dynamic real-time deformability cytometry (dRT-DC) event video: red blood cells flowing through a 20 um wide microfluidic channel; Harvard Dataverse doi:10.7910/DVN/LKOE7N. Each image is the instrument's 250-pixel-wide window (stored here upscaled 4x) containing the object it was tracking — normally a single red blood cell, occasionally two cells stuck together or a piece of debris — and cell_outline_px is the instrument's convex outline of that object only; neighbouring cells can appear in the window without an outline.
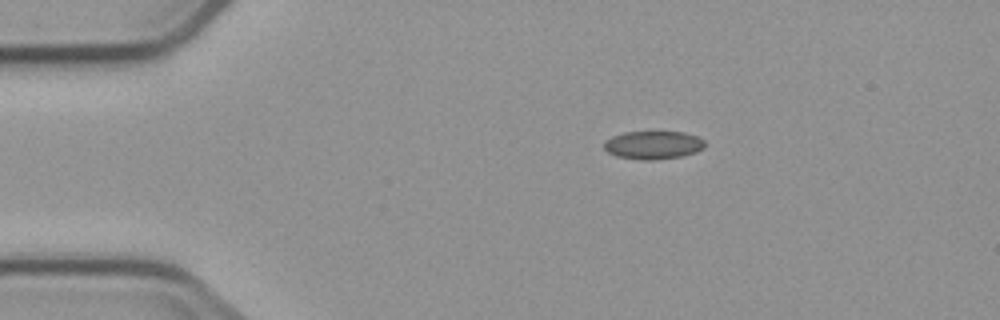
{"species": "common noctule bat (a hibernating species)", "species_latin": "Nyctalus noctula", "temperature_condition": "cold", "stored_images_in_passage": 2, "camera_frame_rate_fps": 3000, "um_per_image_px": 0.085, "animal": {"sex": "male", "body_mass_g": 23.1, "forearm_length_mm": 52.7}, "frame": {"image": 1, "passage_image": 1, "time_ms": 0.0, "image_size_px": [1000, 320], "cell_outline_px": [[704, 148], [696, 152], [680, 156], [652, 160], [644, 160], [616, 156], [608, 152], [604, 148], [604, 140], [612, 136], [624, 132], [684, 132], [696, 136], [704, 140]], "centroid_in_image_um": [55.5, 12.32], "position_along_channel_um": 29.5, "area_um2": 16.47}}